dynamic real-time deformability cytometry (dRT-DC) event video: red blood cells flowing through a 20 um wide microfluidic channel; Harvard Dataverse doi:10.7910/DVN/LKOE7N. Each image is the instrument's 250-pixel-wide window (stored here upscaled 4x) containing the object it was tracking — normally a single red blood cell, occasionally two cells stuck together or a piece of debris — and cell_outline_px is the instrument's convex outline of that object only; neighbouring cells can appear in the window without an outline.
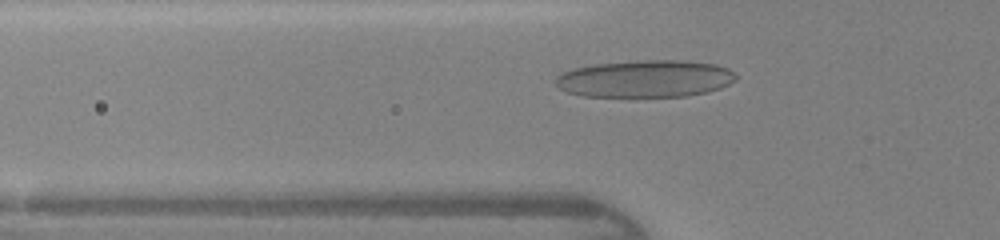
{"species": "human", "species_latin": "Homo sapiens", "temperature_condition": "warm", "stored_images_in_passage": 33, "camera_frame_rate_fps": 3000, "um_per_image_px": 0.085, "donor": {"sex": "female"}, "frame": {"image": 1, "passage_image": 3, "time_ms": 0.667, "image_size_px": [1000, 240], "cell_outline_px": [[736, 80], [720, 88], [704, 92], [684, 96], [580, 96], [568, 92], [560, 88], [556, 84], [556, 76], [572, 68], [596, 64], [636, 60], [680, 60], [716, 64], [728, 68], [736, 76]], "centroid_in_image_um": [54.83, 6.68], "position_along_channel_um": 71.0, "area_um2": 38.9}}
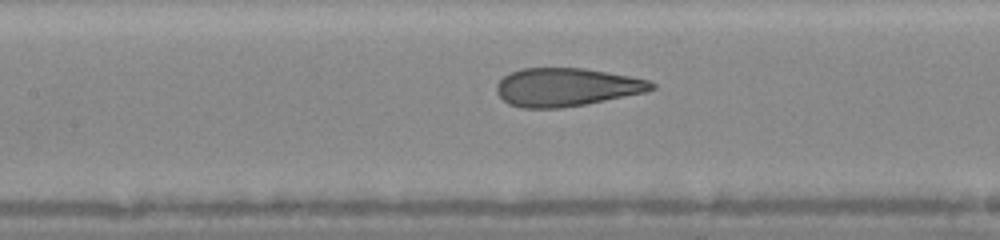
{"frame": {"image": 2, "passage_image": 9, "time_ms": 2.667, "image_size_px": [1000, 240], "cell_outline_px": [[656, 88], [644, 92], [584, 104], [560, 108], [520, 108], [508, 104], [496, 92], [496, 84], [504, 76], [520, 68], [584, 68], [628, 76], [648, 80], [656, 84]], "centroid_in_image_um": [48.1, 7.41], "position_along_channel_um": 159.3, "area_um2": 34.28}}
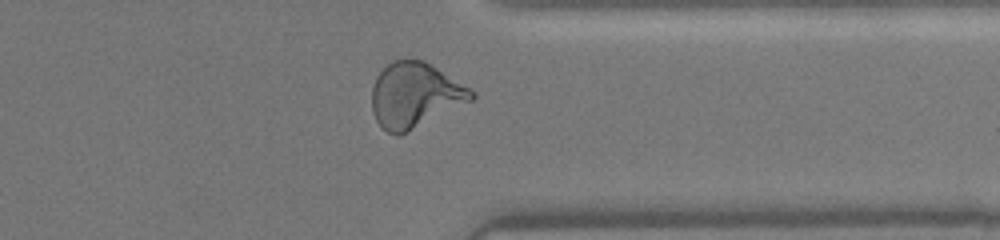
{"frame": {"image": 3, "passage_image": 24, "time_ms": 7.667, "image_size_px": [1000, 240], "cell_outline_px": [[476, 96], [472, 100], [396, 136], [388, 132], [376, 120], [372, 112], [372, 88], [376, 76], [392, 60], [424, 60], [476, 92]], "centroid_in_image_um": [35.25, 8.07], "position_along_channel_um": 376.2, "area_um2": 36.99}, "authors_computed_cell_mechanics": {"area_um2": 35.258, "velocity_mm_per_s": 4.3673, "shape_relaxation_time_tau1_ms": 5.9246, "shape_relaxation_time_tau2_ms": 0.6431, "deformation_change_tau1": 0.2348, "deformation_change_tau2": 0.0745}}